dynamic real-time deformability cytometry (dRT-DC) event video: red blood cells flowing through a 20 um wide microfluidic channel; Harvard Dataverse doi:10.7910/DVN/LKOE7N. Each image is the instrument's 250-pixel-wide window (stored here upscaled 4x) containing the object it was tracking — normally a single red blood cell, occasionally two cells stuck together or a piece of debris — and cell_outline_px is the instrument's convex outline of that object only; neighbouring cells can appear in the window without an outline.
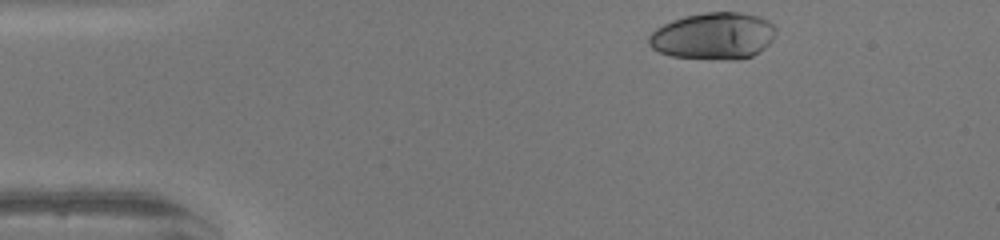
{"species": "human", "species_latin": "Homo sapiens", "temperature_condition": "warm", "stored_images_in_passage": 34, "camera_frame_rate_fps": 3000, "um_per_image_px": 0.085, "donor": {"sex": "female"}, "frame": {"image": 1, "passage_image": 1, "time_ms": 0.0, "image_size_px": [1000, 240], "cell_outline_px": [[776, 32], [772, 40], [764, 48], [752, 56], [736, 60], [672, 56], [660, 52], [652, 48], [648, 44], [648, 36], [656, 28], [672, 20], [684, 16], [704, 12], [740, 12], [756, 16], [768, 20], [776, 28]], "centroid_in_image_um": [60.64, 3.05], "position_along_channel_um": 24.4, "area_um2": 34.62}}
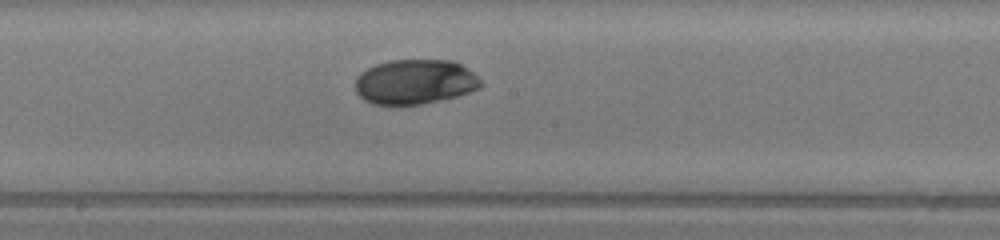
{"frame": {"image": 2, "passage_image": 20, "time_ms": 6.333, "image_size_px": [1000, 240], "cell_outline_px": [[484, 84], [480, 88], [456, 96], [440, 100], [420, 104], [372, 104], [364, 100], [356, 92], [356, 76], [360, 72], [376, 64], [388, 60], [452, 60], [460, 64], [472, 72]], "centroid_in_image_um": [35.25, 6.95], "position_along_channel_um": 212.9, "area_um2": 32.66}}
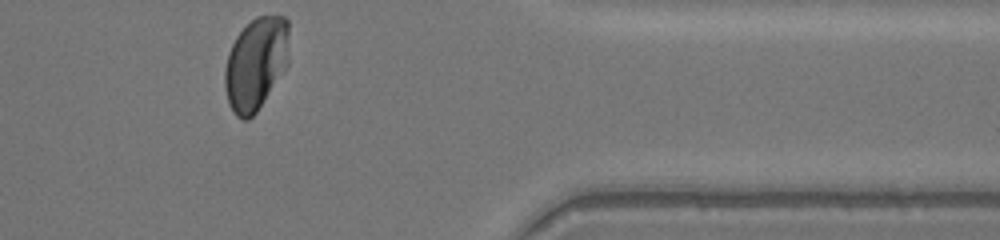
{"frame": {"image": 3, "passage_image": 34, "time_ms": 11.0, "image_size_px": [1000, 240], "cell_outline_px": [[288, 64], [256, 112], [248, 120], [244, 120], [236, 116], [232, 112], [228, 104], [224, 88], [224, 68], [228, 52], [236, 36], [256, 16], [284, 16], [288, 20]], "centroid_in_image_um": [21.72, 5.42], "position_along_channel_um": 389.7, "area_um2": 34.74}, "authors_computed_cell_mechanics": {"area_um2": 33.6396, "velocity_mm_per_s": 4.243, "shape_relaxation_time_tau1_ms": 2.9639, "shape_relaxation_time_tau2_ms": null, "deformation_change_tau1": 0.1523, "deformation_change_tau2": null}}